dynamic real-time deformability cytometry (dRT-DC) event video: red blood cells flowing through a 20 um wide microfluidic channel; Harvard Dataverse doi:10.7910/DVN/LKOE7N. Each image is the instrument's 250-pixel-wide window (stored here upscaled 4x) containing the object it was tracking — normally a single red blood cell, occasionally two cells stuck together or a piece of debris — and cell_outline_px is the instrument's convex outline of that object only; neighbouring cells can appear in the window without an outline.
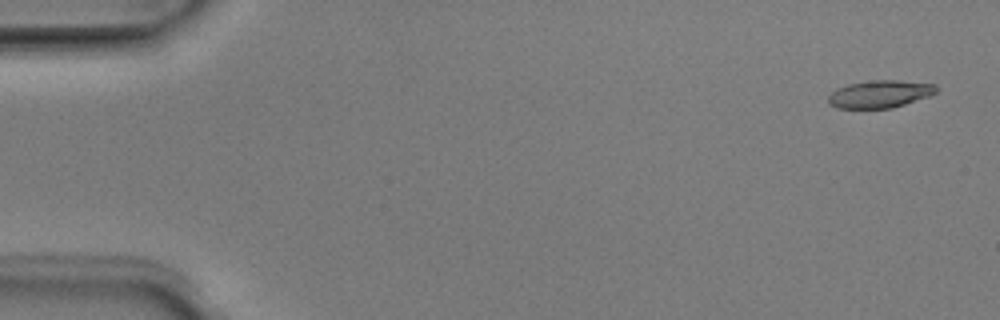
{"species": "Egyptian fruit bat (a non-hibernating species)", "species_latin": "Rousettus aegyptiacus", "temperature_condition": "room temperature", "stored_images_in_passage": 51, "camera_frame_rate_fps": 3000, "um_per_image_px": 0.085, "animal": {"sex": "male"}, "frame": {"image": 1, "passage_image": 2, "time_ms": 0.333, "image_size_px": [1000, 320], "cell_outline_px": [[936, 92], [928, 96], [892, 108], [836, 108], [828, 104], [828, 96], [836, 88], [848, 84], [872, 80], [900, 80], [936, 84]], "centroid_in_image_um": [74.75, 7.99], "position_along_channel_um": 10.2, "area_um2": 17.28}}
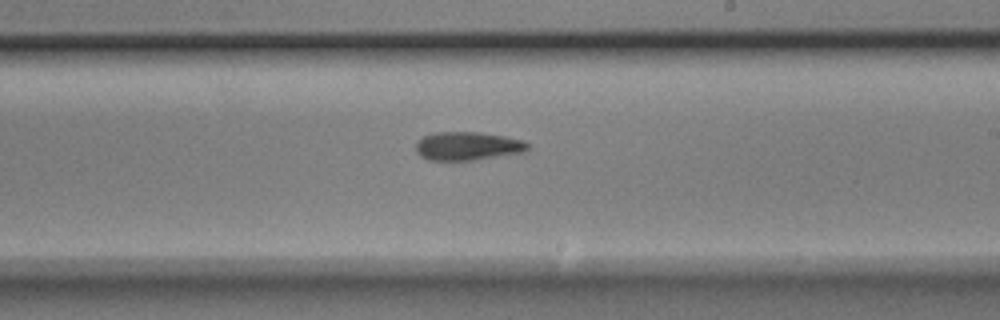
{"frame": {"image": 2, "passage_image": 30, "time_ms": 9.667, "image_size_px": [1000, 320], "cell_outline_px": [[528, 148], [524, 152], [472, 160], [428, 160], [420, 156], [416, 152], [416, 140], [432, 132], [480, 132], [504, 136], [524, 140], [528, 144]], "centroid_in_image_um": [39.71, 12.4], "position_along_channel_um": 249.3, "area_um2": 18.61}}
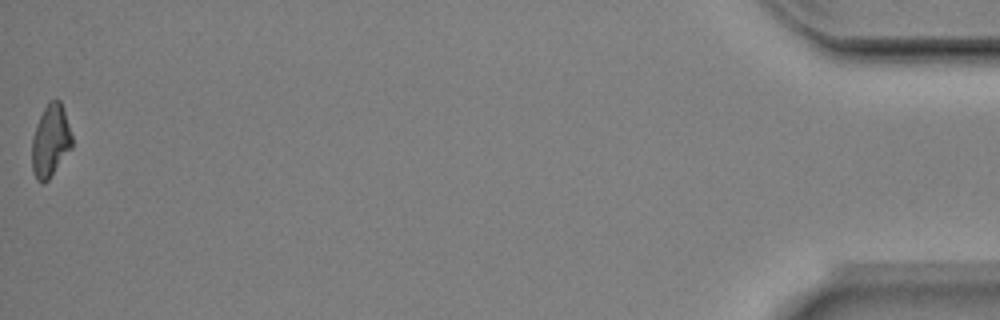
{"frame": {"image": 3, "passage_image": 51, "time_ms": 16.667, "image_size_px": [1000, 320], "cell_outline_px": [[72, 148], [48, 180], [44, 184], [40, 184], [36, 180], [32, 172], [32, 136], [36, 124], [48, 100], [60, 100], [72, 136]], "centroid_in_image_um": [4.27, 12.01], "position_along_channel_um": 430.9, "area_um2": 16.99}, "authors_computed_cell_mechanics": {"area_um2": 17.8602, "velocity_mm_per_s": 3.9756, "shape_relaxation_time_tau1_ms": 4.5221, "shape_relaxation_time_tau2_ms": null, "deformation_change_tau1": 0.1938, "deformation_change_tau2": null}}